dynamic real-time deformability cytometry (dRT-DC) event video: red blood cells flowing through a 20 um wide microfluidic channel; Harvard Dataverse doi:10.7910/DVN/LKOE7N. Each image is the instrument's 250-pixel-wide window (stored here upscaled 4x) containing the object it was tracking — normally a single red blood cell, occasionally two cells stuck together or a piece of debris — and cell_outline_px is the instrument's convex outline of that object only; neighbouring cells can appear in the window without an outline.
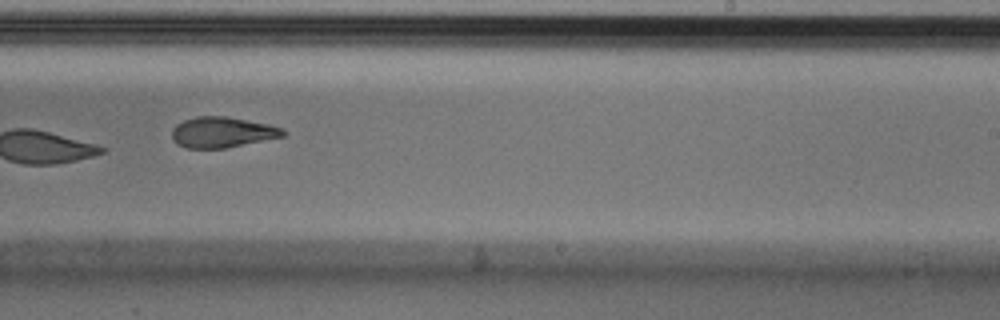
{"species": "Egyptian fruit bat (a non-hibernating species)", "species_latin": "Rousettus aegyptiacus", "temperature_condition": "cold", "stored_images_in_passage": 9, "camera_frame_rate_fps": 3000, "um_per_image_px": 0.085, "animal": {"sex": "male"}, "frame": {"image": 1, "passage_image": 9, "time_ms": 2.667, "image_size_px": [1000, 320], "cell_outline_px": [[288, 132], [284, 136], [224, 148], [188, 148], [176, 144], [172, 140], [172, 128], [176, 124], [184, 120], [196, 116], [224, 116], [268, 124], [280, 128]], "centroid_in_image_um": [18.84, 11.24], "position_along_channel_um": 270.2, "area_um2": 19.71}}